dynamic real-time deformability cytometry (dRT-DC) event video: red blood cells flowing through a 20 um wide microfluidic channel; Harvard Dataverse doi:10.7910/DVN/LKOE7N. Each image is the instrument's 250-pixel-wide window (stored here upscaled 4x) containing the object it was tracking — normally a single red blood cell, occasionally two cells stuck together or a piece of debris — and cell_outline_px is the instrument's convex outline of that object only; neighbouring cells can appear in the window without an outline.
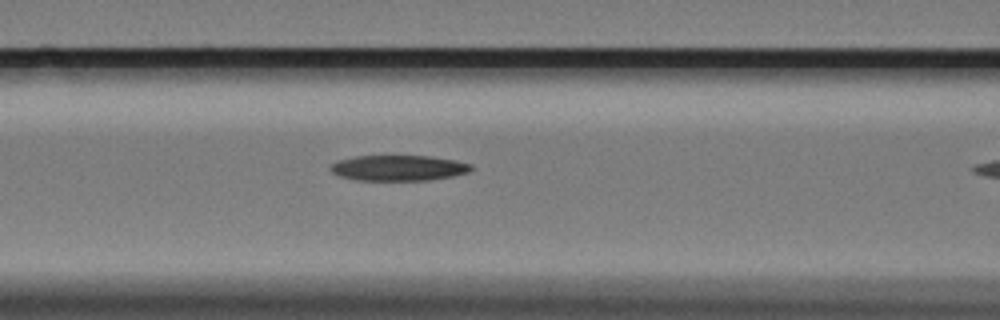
{"species": "Egyptian fruit bat (a non-hibernating species)", "species_latin": "Rousettus aegyptiacus", "temperature_condition": "cold", "stored_images_in_passage": 17, "camera_frame_rate_fps": 3000, "um_per_image_px": 0.085, "animal": {"sex": "female"}, "frame": {"image": 1, "passage_image": 12, "time_ms": 3.667, "image_size_px": [1000, 320], "cell_outline_px": [[476, 168], [468, 172], [452, 176], [428, 180], [356, 180], [340, 176], [332, 172], [328, 168], [336, 160], [356, 156], [432, 156], [456, 160], [472, 164]], "centroid_in_image_um": [33.89, 14.27], "position_along_channel_um": 132.7, "area_um2": 21.1}}
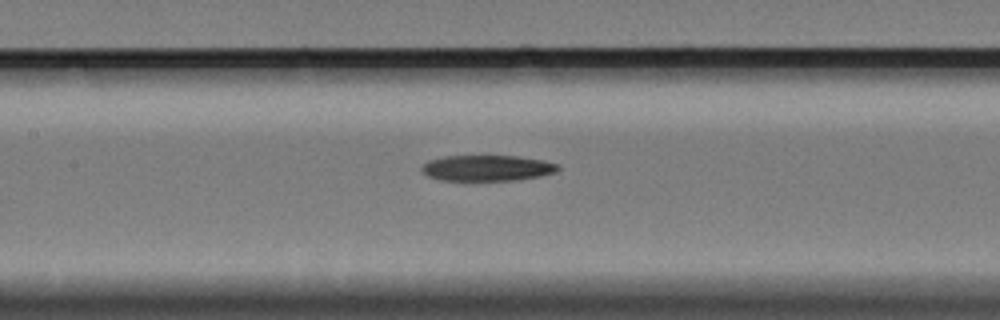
{"frame": {"image": 2, "passage_image": 15, "time_ms": 4.667, "image_size_px": [1000, 320], "cell_outline_px": [[560, 168], [556, 172], [540, 176], [516, 180], [440, 180], [428, 176], [420, 168], [428, 160], [444, 156], [520, 156], [544, 160], [560, 164]], "centroid_in_image_um": [41.44, 14.27], "position_along_channel_um": 166.0, "area_um2": 20.58}}